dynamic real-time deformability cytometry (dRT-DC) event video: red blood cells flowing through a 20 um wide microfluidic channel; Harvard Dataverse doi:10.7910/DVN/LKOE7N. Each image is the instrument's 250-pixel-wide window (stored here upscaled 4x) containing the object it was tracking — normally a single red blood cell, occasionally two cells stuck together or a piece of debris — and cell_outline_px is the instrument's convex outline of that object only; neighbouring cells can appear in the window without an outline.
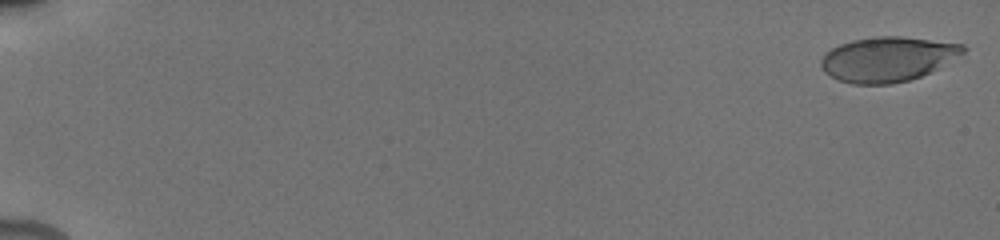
{"species": "human", "species_latin": "Homo sapiens", "temperature_condition": "cold", "stored_images_in_passage": 51, "camera_frame_rate_fps": 3000, "um_per_image_px": 0.085, "donor": {"sex": "male"}, "frame": {"image": 1, "passage_image": 1, "time_ms": 0.0, "image_size_px": [1000, 240], "cell_outline_px": [[968, 48], [964, 52], [936, 68], [920, 76], [908, 80], [892, 84], [852, 84], [840, 80], [824, 72], [820, 64], [820, 60], [832, 48], [840, 44], [852, 40], [876, 36], [900, 36], [964, 44]], "centroid_in_image_um": [75.42, 5.02], "position_along_channel_um": 9.6, "area_um2": 36.65}}
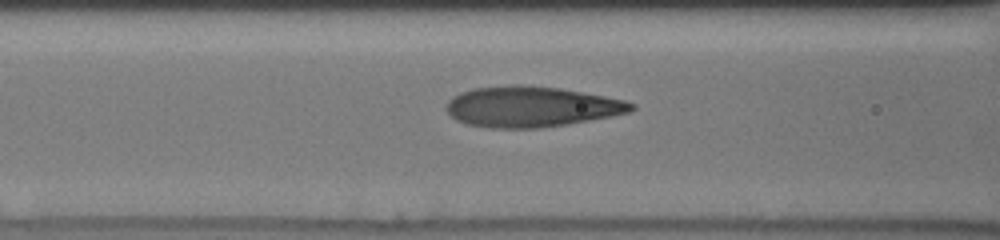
{"frame": {"image": 2, "passage_image": 17, "time_ms": 8.0, "image_size_px": [1000, 240], "cell_outline_px": [[636, 108], [632, 112], [568, 124], [536, 128], [488, 128], [468, 124], [456, 120], [444, 108], [448, 100], [452, 96], [460, 92], [472, 88], [516, 84], [520, 84], [560, 88], [604, 96], [624, 100], [636, 104]], "centroid_in_image_um": [45.14, 9.06], "position_along_channel_um": 121.5, "area_um2": 43.99}}
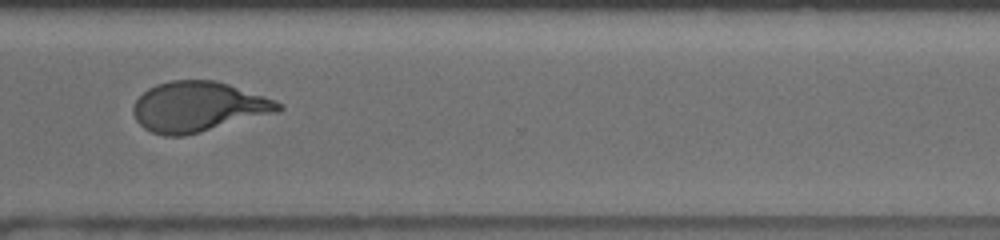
{"frame": {"image": 3, "passage_image": 43, "time_ms": 14.0, "image_size_px": [1000, 240], "cell_outline_px": [[284, 108], [276, 112], [200, 132], [184, 136], [164, 136], [152, 132], [144, 128], [136, 120], [132, 112], [132, 108], [136, 100], [148, 88], [156, 84], [172, 80], [216, 80], [276, 100], [284, 104]], "centroid_in_image_um": [16.83, 9.07], "position_along_channel_um": 353.8, "area_um2": 42.19}, "authors_computed_cell_mechanics": {"area_um2": 41.905, "velocity_mm_per_s": 3.8754, "shape_relaxation_time_tau1_ms": 3.6692, "shape_relaxation_time_tau2_ms": 0.7605, "deformation_change_tau1": 0.2075, "deformation_change_tau2": 0.0684}}